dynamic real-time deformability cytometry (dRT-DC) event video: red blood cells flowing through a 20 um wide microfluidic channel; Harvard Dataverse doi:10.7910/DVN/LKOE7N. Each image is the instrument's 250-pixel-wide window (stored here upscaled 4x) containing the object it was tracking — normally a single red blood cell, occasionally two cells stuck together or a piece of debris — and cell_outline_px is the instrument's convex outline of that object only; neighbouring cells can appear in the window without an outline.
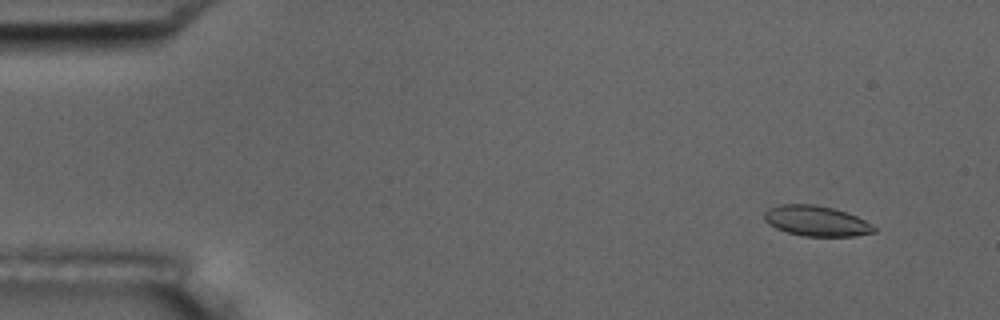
{"species": "common noctule bat (a hibernating species)", "species_latin": "Nyctalus noctula", "temperature_condition": "room temperature", "stored_images_in_passage": 9, "camera_frame_rate_fps": 3000, "um_per_image_px": 0.085, "animal": {"sex": "male", "body_mass_g": 17.5, "forearm_length_mm": 52.3}, "frame": {"image": 1, "passage_image": 2, "time_ms": 1.333, "image_size_px": [1000, 320], "cell_outline_px": [[876, 232], [856, 236], [804, 236], [788, 232], [776, 228], [768, 224], [764, 220], [764, 212], [768, 208], [780, 204], [816, 204], [848, 212], [872, 224], [876, 228]], "centroid_in_image_um": [69.39, 18.77], "position_along_channel_um": 15.6, "area_um2": 19.54}}
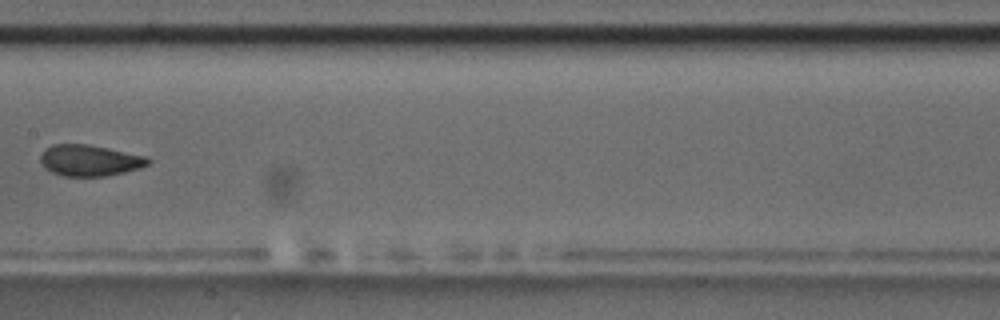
{"frame": {"image": 2, "passage_image": 8, "time_ms": 9.333, "image_size_px": [1000, 320], "cell_outline_px": [[152, 160], [148, 164], [140, 168], [124, 172], [104, 176], [64, 176], [52, 172], [44, 168], [40, 160], [40, 156], [44, 148], [52, 144], [88, 144], [148, 156]], "centroid_in_image_um": [7.62, 13.62], "position_along_channel_um": 199.8, "area_um2": 19.71}}
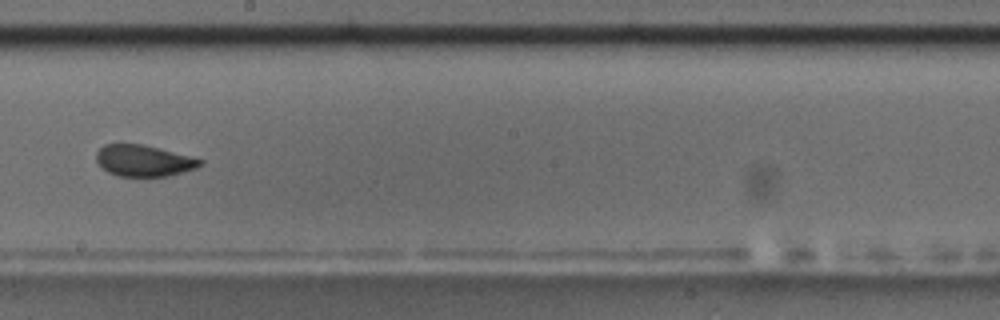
{"frame": {"image": 3, "passage_image": 9, "time_ms": 10.333, "image_size_px": [1000, 320], "cell_outline_px": [[204, 164], [196, 168], [168, 176], [116, 176], [108, 172], [96, 160], [96, 152], [104, 144], [140, 144], [204, 160]], "centroid_in_image_um": [12.2, 13.67], "position_along_channel_um": 236.0, "area_um2": 18.67}}